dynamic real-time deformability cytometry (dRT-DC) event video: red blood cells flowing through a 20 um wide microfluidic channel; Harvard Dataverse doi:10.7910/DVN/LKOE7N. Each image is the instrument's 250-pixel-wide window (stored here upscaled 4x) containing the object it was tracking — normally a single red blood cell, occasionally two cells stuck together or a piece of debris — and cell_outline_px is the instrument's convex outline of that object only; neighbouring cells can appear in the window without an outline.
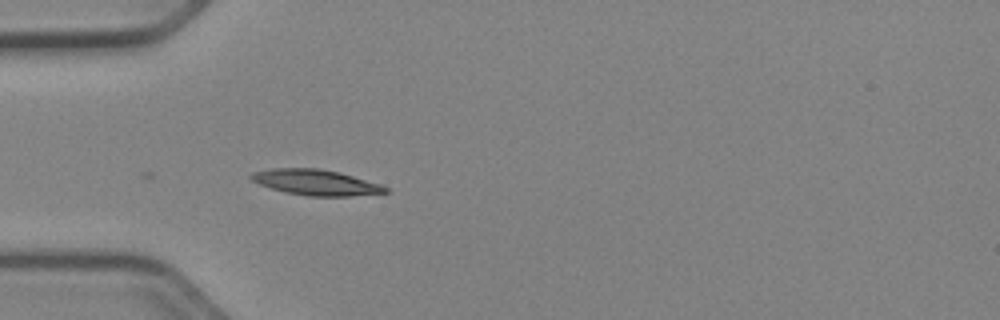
{"species": "Egyptian fruit bat (a non-hibernating species)", "species_latin": "Rousettus aegyptiacus", "temperature_condition": "cold", "stored_images_in_passage": 6, "camera_frame_rate_fps": 3000, "um_per_image_px": 0.085, "animal": {"sex": "female"}, "frame": {"image": 1, "passage_image": 1, "time_ms": 0.0, "image_size_px": [1000, 320], "cell_outline_px": [[392, 192], [352, 196], [308, 196], [284, 192], [260, 184], [252, 180], [248, 176], [252, 172], [272, 168], [320, 168], [340, 172], [380, 184], [388, 188]], "centroid_in_image_um": [26.87, 15.5], "position_along_channel_um": 58.1, "area_um2": 20.17}}
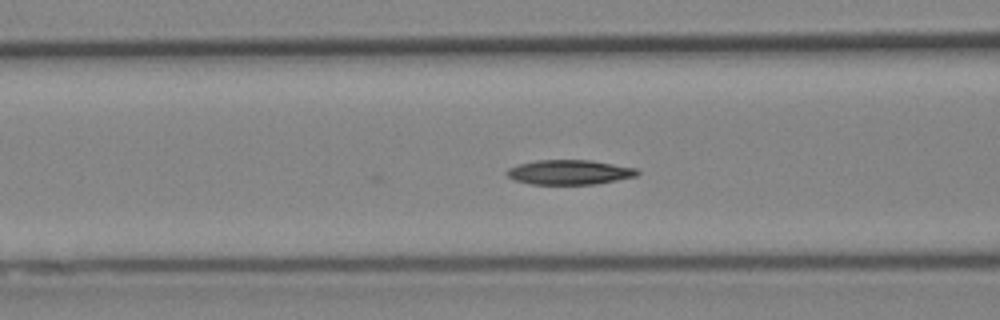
{"frame": {"image": 2, "passage_image": 6, "time_ms": 1.667, "image_size_px": [1000, 320], "cell_outline_px": [[640, 172], [636, 176], [596, 184], [528, 184], [516, 180], [508, 176], [504, 172], [508, 168], [520, 164], [536, 160], [588, 160], [636, 168]], "centroid_in_image_um": [48.37, 14.64], "position_along_channel_um": 118.2, "area_um2": 18.61}}